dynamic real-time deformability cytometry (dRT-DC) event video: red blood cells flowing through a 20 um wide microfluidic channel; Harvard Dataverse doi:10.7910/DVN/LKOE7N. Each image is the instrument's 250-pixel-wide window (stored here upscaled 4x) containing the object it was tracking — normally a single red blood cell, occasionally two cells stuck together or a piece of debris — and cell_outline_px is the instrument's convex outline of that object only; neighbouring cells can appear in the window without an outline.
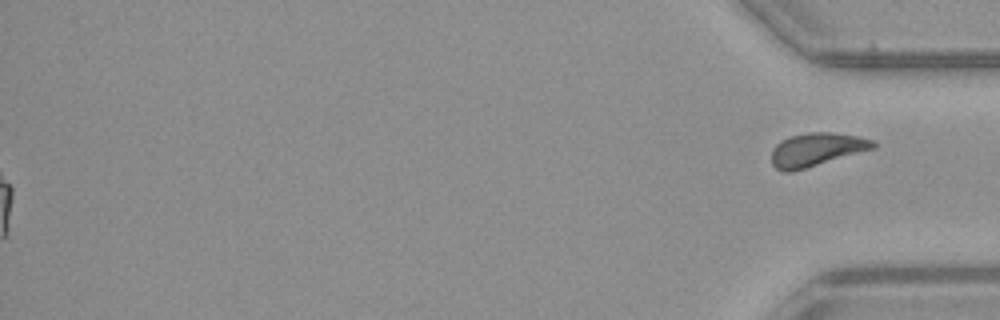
{"species": "common noctule bat (a hibernating species)", "species_latin": "Nyctalus noctula", "temperature_condition": "warm", "stored_images_in_passage": 52, "segment_of_instrument_passage": [2, 2], "camera_frame_rate_fps": 3000, "um_per_image_px": 0.085, "animal": {"sex": "female", "body_mass_g": 21.9}, "frame": {"image": 1, "passage_image": 52, "time_ms": 17.0, "image_size_px": [1000, 320], "cell_outline_px": [[876, 148], [792, 172], [780, 172], [772, 164], [772, 148], [780, 140], [788, 136], [808, 132], [828, 132], [856, 136], [876, 140]], "centroid_in_image_um": [69.38, 12.71], "position_along_channel_um": 365.8, "area_um2": 19.94}}